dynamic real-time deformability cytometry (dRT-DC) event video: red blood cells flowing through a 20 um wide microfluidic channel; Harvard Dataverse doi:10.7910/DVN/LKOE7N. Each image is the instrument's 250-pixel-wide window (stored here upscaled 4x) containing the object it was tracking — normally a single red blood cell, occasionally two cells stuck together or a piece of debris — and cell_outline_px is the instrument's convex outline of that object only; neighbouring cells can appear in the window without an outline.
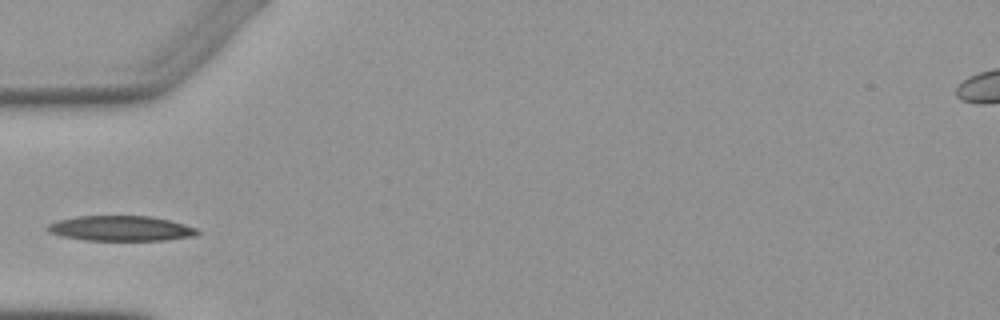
{"species": "Egyptian fruit bat (a non-hibernating species)", "species_latin": "Rousettus aegyptiacus", "temperature_condition": "warm", "stored_images_in_passage": 3, "camera_frame_rate_fps": 3000, "um_per_image_px": 0.085, "animal": {"sex": "female"}, "frame": {"image": 1, "passage_image": 3, "time_ms": 2.333, "image_size_px": [1000, 320], "cell_outline_px": [[200, 232], [196, 236], [168, 240], [84, 240], [60, 236], [48, 232], [44, 228], [48, 224], [56, 220], [76, 216], [152, 216], [184, 224], [196, 228]], "centroid_in_image_um": [10.23, 19.41], "position_along_channel_um": 74.8, "area_um2": 22.2}}